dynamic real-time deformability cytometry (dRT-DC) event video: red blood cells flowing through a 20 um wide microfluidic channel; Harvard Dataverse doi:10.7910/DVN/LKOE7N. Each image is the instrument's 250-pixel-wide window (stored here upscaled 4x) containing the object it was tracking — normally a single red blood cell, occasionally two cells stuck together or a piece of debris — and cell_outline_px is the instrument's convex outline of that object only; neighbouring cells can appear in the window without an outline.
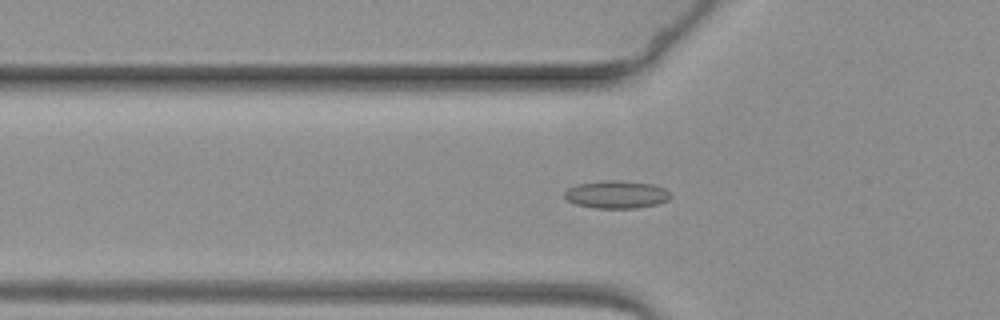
{"species": "common noctule bat (a hibernating species)", "species_latin": "Nyctalus noctula", "temperature_condition": "warm", "stored_images_in_passage": 51, "camera_frame_rate_fps": 3000, "um_per_image_px": 0.085, "animal": {"sex": "female", "body_mass_g": 19.3, "forearm_length_mm": 54.1}, "frame": {"image": 1, "passage_image": 16, "time_ms": 5.0, "image_size_px": [1000, 320], "cell_outline_px": [[672, 196], [668, 200], [656, 204], [636, 208], [596, 208], [576, 204], [568, 200], [564, 196], [564, 192], [568, 188], [576, 184], [608, 180], [620, 180], [652, 184], [664, 188]], "centroid_in_image_um": [52.39, 16.53], "position_along_channel_um": 73.4, "area_um2": 17.05}}
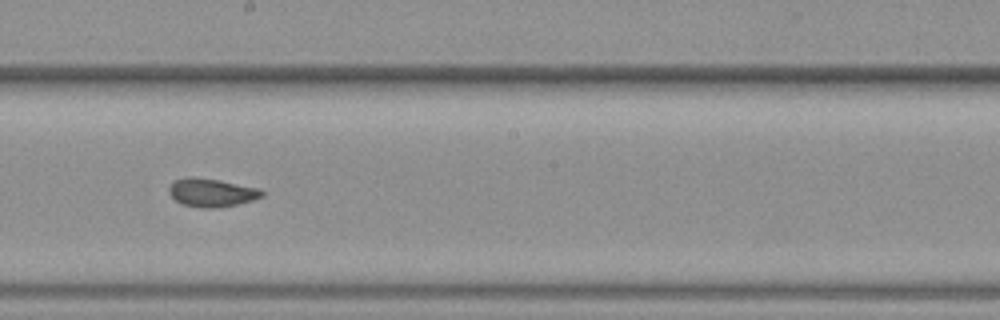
{"frame": {"image": 2, "passage_image": 30, "time_ms": 9.667, "image_size_px": [1000, 320], "cell_outline_px": [[264, 196], [252, 200], [236, 204], [216, 208], [204, 208], [180, 204], [168, 192], [168, 188], [176, 180], [188, 176], [192, 176], [216, 180], [260, 188], [264, 192]], "centroid_in_image_um": [17.98, 16.37], "position_along_channel_um": 230.2, "area_um2": 15.2}}
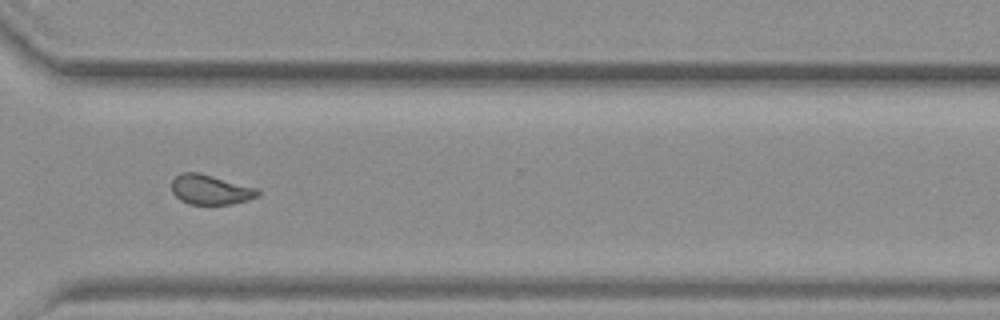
{"frame": {"image": 3, "passage_image": 41, "time_ms": 13.333, "image_size_px": [1000, 320], "cell_outline_px": [[260, 196], [248, 200], [232, 204], [188, 204], [180, 200], [172, 192], [172, 180], [180, 172], [200, 172], [256, 188], [260, 192]], "centroid_in_image_um": [17.88, 16.12], "position_along_channel_um": 352.7, "area_um2": 15.03}}